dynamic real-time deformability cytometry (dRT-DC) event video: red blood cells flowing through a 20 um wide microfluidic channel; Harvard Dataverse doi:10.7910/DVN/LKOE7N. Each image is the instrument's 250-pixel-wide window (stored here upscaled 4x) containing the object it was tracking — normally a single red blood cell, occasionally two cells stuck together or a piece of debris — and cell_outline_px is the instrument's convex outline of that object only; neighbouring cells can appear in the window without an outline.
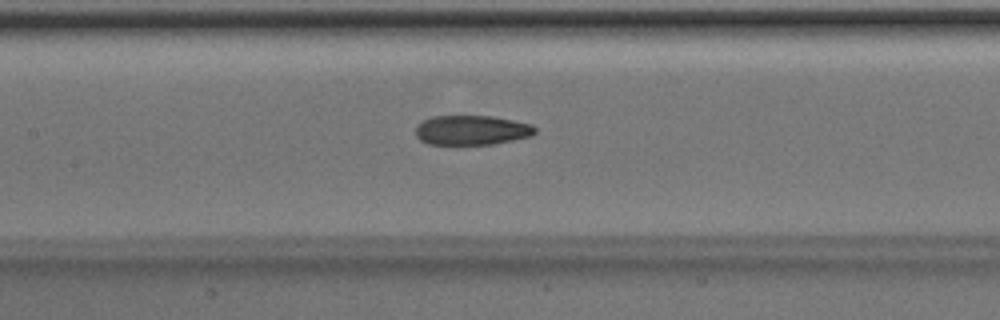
{"species": "Egyptian fruit bat (a non-hibernating species)", "species_latin": "Rousettus aegyptiacus", "temperature_condition": "room temperature", "stored_images_in_passage": 51, "camera_frame_rate_fps": 3000, "um_per_image_px": 0.085, "animal": {"sex": "male"}, "frame": {"image": 1, "passage_image": 24, "time_ms": 7.667, "image_size_px": [1000, 320], "cell_outline_px": [[536, 132], [532, 136], [492, 144], [428, 144], [420, 140], [416, 136], [416, 124], [432, 116], [492, 116], [532, 124], [536, 128]], "centroid_in_image_um": [40.09, 11.06], "position_along_channel_um": 167.3, "area_um2": 20.63}}
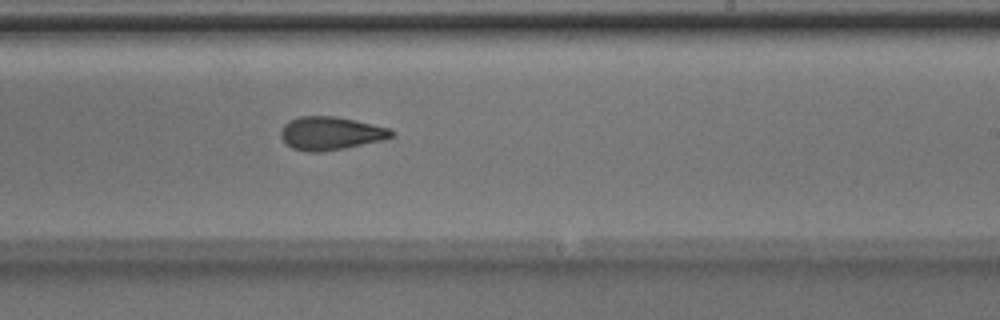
{"frame": {"image": 2, "passage_image": 31, "time_ms": 10.0, "image_size_px": [1000, 320], "cell_outline_px": [[396, 136], [388, 140], [344, 148], [320, 152], [308, 152], [292, 148], [280, 136], [280, 132], [284, 124], [288, 120], [300, 116], [336, 116], [356, 120], [392, 128], [396, 132]], "centroid_in_image_um": [28.19, 11.32], "position_along_channel_um": 260.8, "area_um2": 21.91}}
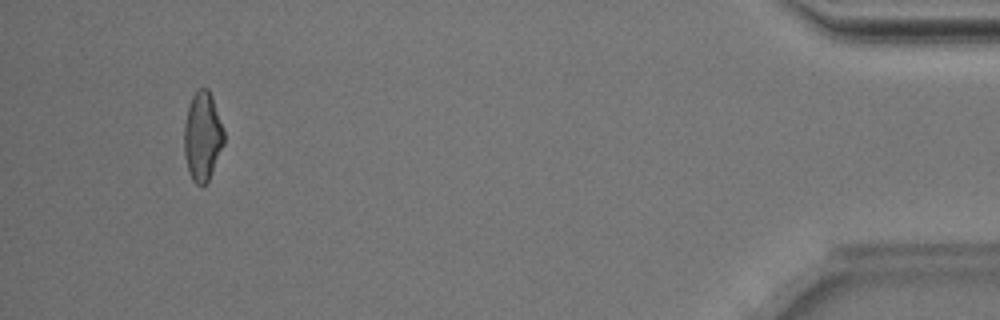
{"frame": {"image": 3, "passage_image": 48, "time_ms": 15.667, "image_size_px": [1000, 320], "cell_outline_px": [[224, 144], [208, 180], [204, 184], [196, 184], [192, 180], [188, 172], [184, 156], [184, 124], [188, 108], [192, 96], [200, 88], [208, 88], [212, 96], [224, 128]], "centroid_in_image_um": [17.21, 11.58], "position_along_channel_um": 418.0, "area_um2": 20.63}, "authors_computed_cell_mechanics": {"area_um2": 21.3282, "velocity_mm_per_s": 4.0303, "shape_relaxation_time_tau1_ms": 8.5943, "shape_relaxation_time_tau2_ms": 2.0217, "deformation_change_tau1": 0.2142, "deformation_change_tau2": 0.0929}}